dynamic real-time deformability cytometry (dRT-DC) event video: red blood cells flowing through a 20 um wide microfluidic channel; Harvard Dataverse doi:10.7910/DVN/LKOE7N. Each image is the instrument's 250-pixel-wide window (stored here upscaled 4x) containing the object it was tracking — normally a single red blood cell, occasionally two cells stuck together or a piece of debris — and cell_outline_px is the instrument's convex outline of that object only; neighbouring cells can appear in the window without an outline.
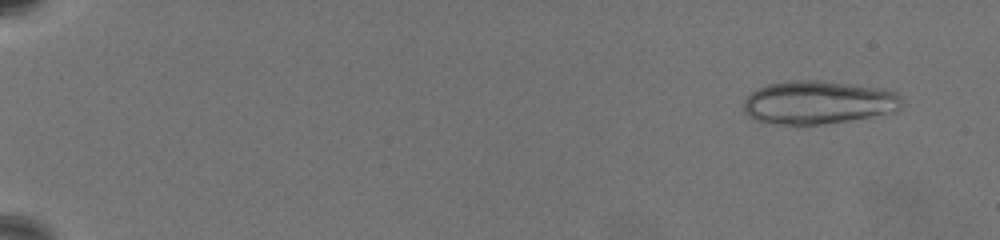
{"species": "common noctule bat (a hibernating species)", "species_latin": "Nyctalus noctula", "temperature_condition": "warm", "stored_images_in_passage": 68, "segment_of_instrument_passage": [1, 2], "camera_frame_rate_fps": 3000, "um_per_image_px": 0.085, "animal": {"sex": "female", "body_mass_g": 19.5, "forearm_length_mm": 54.1}, "frame": {"image": 1, "passage_image": 6, "time_ms": 1.667, "image_size_px": [1000, 240], "cell_outline_px": [[900, 108], [896, 112], [848, 120], [820, 124], [772, 124], [756, 120], [748, 116], [744, 112], [744, 100], [752, 92], [768, 84], [792, 80], [824, 80], [876, 88], [896, 92], [900, 96]], "centroid_in_image_um": [69.52, 8.7], "position_along_channel_um": 15.5, "area_um2": 39.59}}